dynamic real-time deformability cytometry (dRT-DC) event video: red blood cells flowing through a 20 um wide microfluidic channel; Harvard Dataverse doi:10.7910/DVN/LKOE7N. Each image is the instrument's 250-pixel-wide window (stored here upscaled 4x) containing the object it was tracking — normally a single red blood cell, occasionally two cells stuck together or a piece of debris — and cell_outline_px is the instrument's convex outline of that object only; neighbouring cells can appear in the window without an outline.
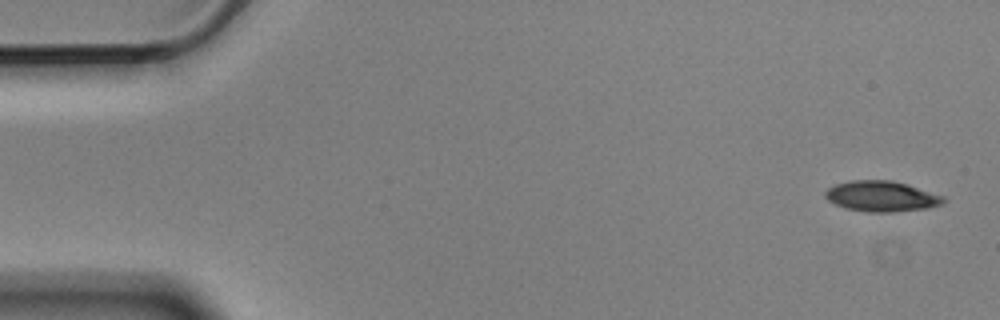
{"species": "Egyptian fruit bat (a non-hibernating species)", "species_latin": "Rousettus aegyptiacus", "temperature_condition": "cold", "stored_images_in_passage": 6, "segment_of_instrument_passage": [1, 2], "camera_frame_rate_fps": 3000, "um_per_image_px": 0.085, "animal": {"sex": "male"}, "frame": {"image": 1, "passage_image": 1, "time_ms": 0.0, "image_size_px": [1000, 320], "cell_outline_px": [[948, 200], [944, 204], [924, 208], [892, 212], [868, 212], [844, 208], [828, 200], [824, 196], [824, 192], [828, 188], [836, 184], [848, 180], [892, 180], [908, 184], [944, 196]], "centroid_in_image_um": [74.94, 16.67], "position_along_channel_um": 10.1, "area_um2": 21.21}}